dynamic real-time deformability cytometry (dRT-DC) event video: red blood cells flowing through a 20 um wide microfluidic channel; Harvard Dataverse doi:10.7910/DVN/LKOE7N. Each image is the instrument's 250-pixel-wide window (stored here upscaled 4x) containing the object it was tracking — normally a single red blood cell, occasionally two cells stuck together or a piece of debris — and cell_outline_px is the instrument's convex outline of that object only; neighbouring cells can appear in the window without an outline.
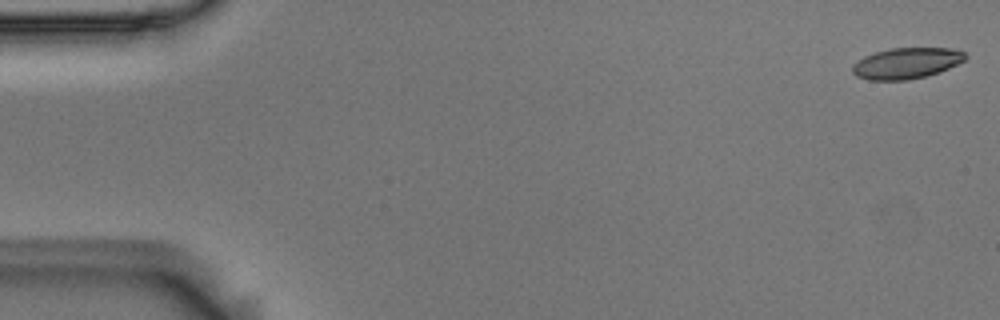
{"species": "Egyptian fruit bat (a non-hibernating species)", "species_latin": "Rousettus aegyptiacus", "temperature_condition": "room temperature", "stored_images_in_passage": 5, "camera_frame_rate_fps": 3000, "um_per_image_px": 0.085, "animal": {"sex": "male"}, "frame": {"image": 1, "passage_image": 1, "time_ms": 0.0, "image_size_px": [1000, 320], "cell_outline_px": [[968, 56], [964, 60], [940, 72], [908, 80], [868, 80], [856, 76], [852, 72], [852, 64], [864, 56], [888, 48], [952, 48], [964, 52]], "centroid_in_image_um": [77.02, 5.37], "position_along_channel_um": 8.0, "area_um2": 20.4}}